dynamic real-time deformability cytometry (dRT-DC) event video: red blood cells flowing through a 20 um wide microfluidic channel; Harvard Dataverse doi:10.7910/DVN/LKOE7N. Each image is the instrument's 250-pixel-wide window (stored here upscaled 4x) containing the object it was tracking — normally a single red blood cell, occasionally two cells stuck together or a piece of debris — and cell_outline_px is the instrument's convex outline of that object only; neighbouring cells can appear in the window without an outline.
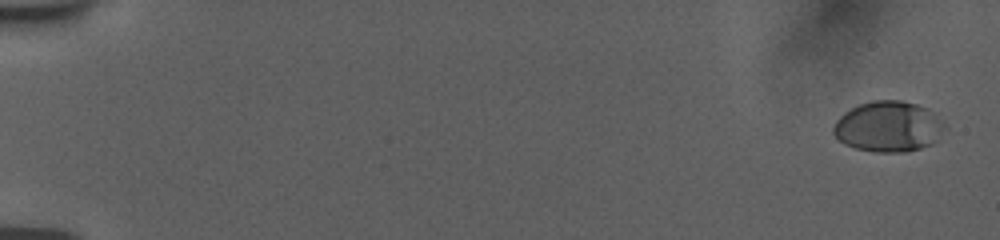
{"species": "human", "species_latin": "Homo sapiens", "temperature_condition": "room temperature", "stored_images_in_passage": 50, "camera_frame_rate_fps": 3000, "um_per_image_px": 0.085, "donor": {"sex": "female"}, "frame": {"image": 1, "passage_image": 1, "time_ms": 0.0, "image_size_px": [1000, 240], "cell_outline_px": [[948, 128], [928, 144], [920, 148], [904, 152], [876, 152], [856, 148], [844, 144], [832, 132], [832, 128], [836, 120], [844, 112], [860, 104], [872, 100], [900, 100], [916, 104], [928, 108], [936, 112]], "centroid_in_image_um": [75.52, 10.74], "position_along_channel_um": 9.5, "area_um2": 32.89}}
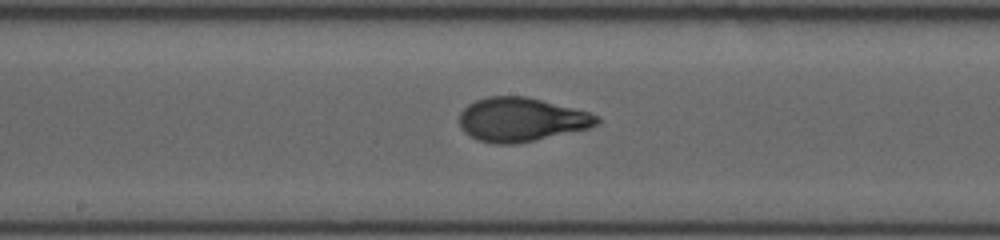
{"frame": {"image": 2, "passage_image": 29, "time_ms": 10.0, "image_size_px": [1000, 240], "cell_outline_px": [[600, 120], [596, 124], [588, 128], [516, 144], [496, 144], [476, 140], [464, 132], [460, 128], [460, 112], [468, 104], [476, 100], [488, 96], [528, 96], [588, 112], [596, 116]], "centroid_in_image_um": [44.25, 10.16], "position_along_channel_um": 204.0, "area_um2": 34.97}}
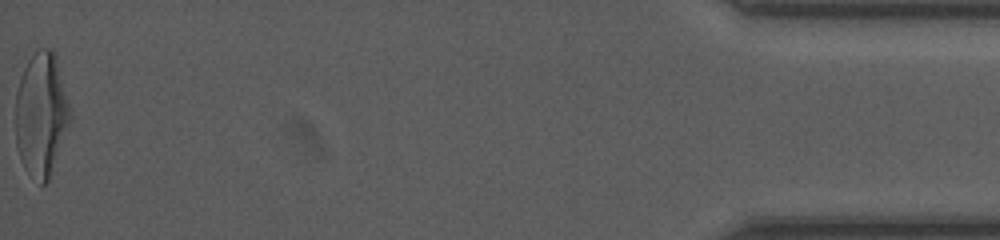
{"frame": {"image": 3, "passage_image": 50, "time_ms": 18.333, "image_size_px": [1000, 240], "cell_outline_px": [[72, 120], [48, 180], [44, 184], [40, 184], [24, 168], [20, 160], [16, 144], [16, 92], [20, 76], [28, 60], [40, 48], [52, 48], [56, 56], [72, 116]], "centroid_in_image_um": [3.51, 9.73], "position_along_channel_um": 431.7, "area_um2": 39.42}, "authors_computed_cell_mechanics": {"area_um2": 34.0442, "velocity_mm_per_s": 3.7667, "shape_relaxation_time_tau1_ms": 4.2697, "shape_relaxation_time_tau2_ms": 0.6324, "deformation_change_tau1": 0.1837, "deformation_change_tau2": 0.0604}}